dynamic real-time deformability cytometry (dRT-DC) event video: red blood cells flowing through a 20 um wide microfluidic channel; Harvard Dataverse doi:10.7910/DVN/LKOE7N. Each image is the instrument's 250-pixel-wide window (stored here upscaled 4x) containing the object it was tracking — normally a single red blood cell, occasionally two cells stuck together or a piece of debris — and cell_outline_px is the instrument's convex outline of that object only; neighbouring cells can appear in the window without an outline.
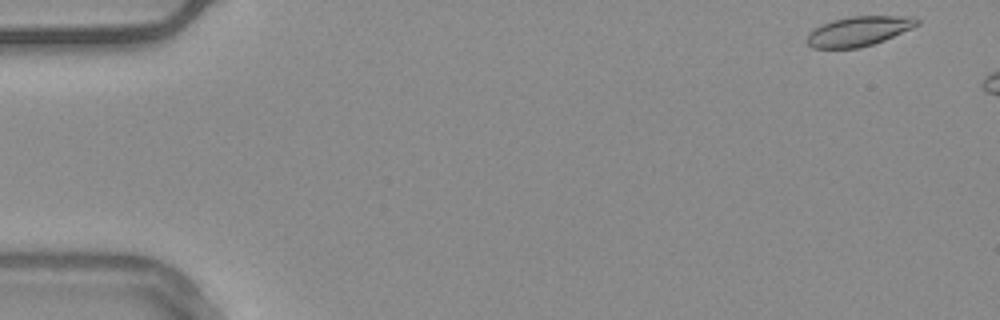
{"species": "common noctule bat (a hibernating species)", "species_latin": "Nyctalus noctula", "temperature_condition": "warm", "stored_images_in_passage": 48, "camera_frame_rate_fps": 3000, "um_per_image_px": 0.085, "animal": {"sex": "male", "body_mass_g": 20.4}, "frame": {"image": 1, "passage_image": 1, "time_ms": 0.0, "image_size_px": [1000, 320], "cell_outline_px": [[920, 24], [912, 28], [884, 40], [860, 48], [812, 48], [804, 40], [808, 32], [832, 20], [848, 16], [916, 16], [920, 20]], "centroid_in_image_um": [73.0, 2.64], "position_along_channel_um": 12.0, "area_um2": 19.19}}
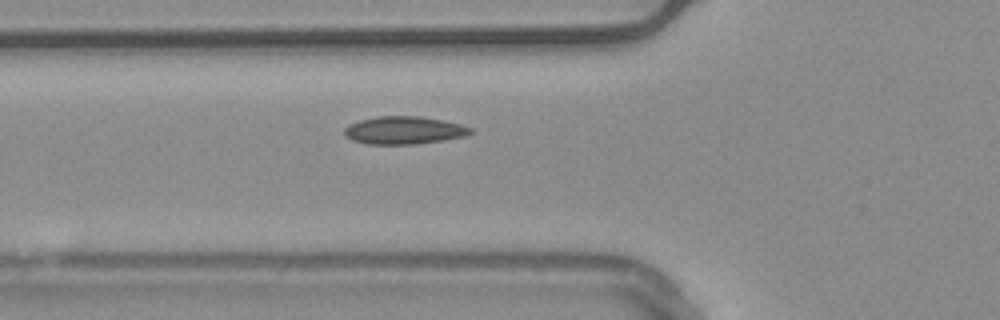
{"frame": {"image": 2, "passage_image": 18, "time_ms": 5.667, "image_size_px": [1000, 320], "cell_outline_px": [[476, 132], [464, 136], [444, 140], [416, 144], [368, 144], [352, 140], [344, 136], [344, 128], [348, 124], [360, 120], [376, 116], [420, 116], [460, 124], [472, 128]], "centroid_in_image_um": [34.33, 11.07], "position_along_channel_um": 91.5, "area_um2": 20.52}, "authors_computed_cell_mechanics": {"area_um2": 19.2474, "velocity_mm_per_s": 3.7183, "shape_relaxation_time_tau1_ms": null, "shape_relaxation_time_tau2_ms": 2.2692, "deformation_change_tau1": null, "deformation_change_tau2": 0.0443}}